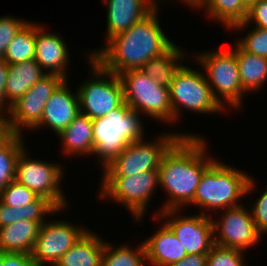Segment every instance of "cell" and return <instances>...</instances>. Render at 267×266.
Here are the masks:
<instances>
[{"instance_id":"obj_1","label":"cell","mask_w":267,"mask_h":266,"mask_svg":"<svg viewBox=\"0 0 267 266\" xmlns=\"http://www.w3.org/2000/svg\"><path fill=\"white\" fill-rule=\"evenodd\" d=\"M203 136H181L164 154L158 168L159 187L166 193L164 205L154 215L169 209L187 207L194 199L200 178L215 160L208 155Z\"/></svg>"},{"instance_id":"obj_2","label":"cell","mask_w":267,"mask_h":266,"mask_svg":"<svg viewBox=\"0 0 267 266\" xmlns=\"http://www.w3.org/2000/svg\"><path fill=\"white\" fill-rule=\"evenodd\" d=\"M159 5L127 31L109 39L105 45L86 53L105 70L118 76L128 70L140 69L151 58L167 52L175 43L169 39L159 22Z\"/></svg>"},{"instance_id":"obj_3","label":"cell","mask_w":267,"mask_h":266,"mask_svg":"<svg viewBox=\"0 0 267 266\" xmlns=\"http://www.w3.org/2000/svg\"><path fill=\"white\" fill-rule=\"evenodd\" d=\"M255 179L234 166L215 160L203 172L195 197L189 206L200 208L203 215L233 208L243 203L240 199L252 192ZM255 187V188H254ZM213 212L211 214L209 211ZM208 213V214H206Z\"/></svg>"},{"instance_id":"obj_4","label":"cell","mask_w":267,"mask_h":266,"mask_svg":"<svg viewBox=\"0 0 267 266\" xmlns=\"http://www.w3.org/2000/svg\"><path fill=\"white\" fill-rule=\"evenodd\" d=\"M142 115L132 110L126 102L106 116L92 120L94 158L101 170L134 141L145 138Z\"/></svg>"},{"instance_id":"obj_5","label":"cell","mask_w":267,"mask_h":266,"mask_svg":"<svg viewBox=\"0 0 267 266\" xmlns=\"http://www.w3.org/2000/svg\"><path fill=\"white\" fill-rule=\"evenodd\" d=\"M232 48H217L195 53V62L203 67L206 80L211 87L214 98L226 110L232 108L240 111L243 105V97L247 93L243 90L239 76L236 42ZM223 48V49H222ZM205 71V72H204ZM226 105V106H225ZM229 109H227V108Z\"/></svg>"},{"instance_id":"obj_6","label":"cell","mask_w":267,"mask_h":266,"mask_svg":"<svg viewBox=\"0 0 267 266\" xmlns=\"http://www.w3.org/2000/svg\"><path fill=\"white\" fill-rule=\"evenodd\" d=\"M188 133L165 132L155 136L157 139L153 141L142 139L132 142L101 170V177H125L158 170L164 154L181 136H198L197 133Z\"/></svg>"},{"instance_id":"obj_7","label":"cell","mask_w":267,"mask_h":266,"mask_svg":"<svg viewBox=\"0 0 267 266\" xmlns=\"http://www.w3.org/2000/svg\"><path fill=\"white\" fill-rule=\"evenodd\" d=\"M119 77L123 84L124 102L132 110L165 125H173L169 87L157 83L139 69L125 71Z\"/></svg>"},{"instance_id":"obj_8","label":"cell","mask_w":267,"mask_h":266,"mask_svg":"<svg viewBox=\"0 0 267 266\" xmlns=\"http://www.w3.org/2000/svg\"><path fill=\"white\" fill-rule=\"evenodd\" d=\"M170 102L173 109V124L182 119L181 108L201 114L226 112L214 98L203 71L182 64L169 86ZM177 121V122H176Z\"/></svg>"},{"instance_id":"obj_9","label":"cell","mask_w":267,"mask_h":266,"mask_svg":"<svg viewBox=\"0 0 267 266\" xmlns=\"http://www.w3.org/2000/svg\"><path fill=\"white\" fill-rule=\"evenodd\" d=\"M91 77L78 88L80 112L92 120L106 116L124 103L120 77L105 70L93 57L89 58Z\"/></svg>"},{"instance_id":"obj_10","label":"cell","mask_w":267,"mask_h":266,"mask_svg":"<svg viewBox=\"0 0 267 266\" xmlns=\"http://www.w3.org/2000/svg\"><path fill=\"white\" fill-rule=\"evenodd\" d=\"M99 199L111 200L126 207L136 223L143 222L153 193L159 188L158 170L125 177H101Z\"/></svg>"},{"instance_id":"obj_11","label":"cell","mask_w":267,"mask_h":266,"mask_svg":"<svg viewBox=\"0 0 267 266\" xmlns=\"http://www.w3.org/2000/svg\"><path fill=\"white\" fill-rule=\"evenodd\" d=\"M24 148L17 159L15 180L37 196L50 200L58 209H67V197L62 191L61 181L64 168L56 162L50 163L29 157L30 153ZM55 163V164H54Z\"/></svg>"},{"instance_id":"obj_12","label":"cell","mask_w":267,"mask_h":266,"mask_svg":"<svg viewBox=\"0 0 267 266\" xmlns=\"http://www.w3.org/2000/svg\"><path fill=\"white\" fill-rule=\"evenodd\" d=\"M66 79L57 74H46L19 100L10 106L2 120L5 129L15 134H24L40 123L44 107L52 94Z\"/></svg>"},{"instance_id":"obj_13","label":"cell","mask_w":267,"mask_h":266,"mask_svg":"<svg viewBox=\"0 0 267 266\" xmlns=\"http://www.w3.org/2000/svg\"><path fill=\"white\" fill-rule=\"evenodd\" d=\"M181 209H169L160 212L155 219H164L165 224L173 231L184 246L187 255L208 254L214 245L212 216L195 214L184 216Z\"/></svg>"},{"instance_id":"obj_14","label":"cell","mask_w":267,"mask_h":266,"mask_svg":"<svg viewBox=\"0 0 267 266\" xmlns=\"http://www.w3.org/2000/svg\"><path fill=\"white\" fill-rule=\"evenodd\" d=\"M220 211L224 212L220 220L212 217L214 244L245 252L260 244L262 234L256 228L249 207L242 204Z\"/></svg>"},{"instance_id":"obj_15","label":"cell","mask_w":267,"mask_h":266,"mask_svg":"<svg viewBox=\"0 0 267 266\" xmlns=\"http://www.w3.org/2000/svg\"><path fill=\"white\" fill-rule=\"evenodd\" d=\"M59 219L44 222L39 229L32 258L39 266H54L79 239L89 230L86 226ZM47 263V264H46Z\"/></svg>"},{"instance_id":"obj_16","label":"cell","mask_w":267,"mask_h":266,"mask_svg":"<svg viewBox=\"0 0 267 266\" xmlns=\"http://www.w3.org/2000/svg\"><path fill=\"white\" fill-rule=\"evenodd\" d=\"M36 22L35 60L46 74H57L68 80L70 50L62 34H57ZM67 76V77H66Z\"/></svg>"},{"instance_id":"obj_17","label":"cell","mask_w":267,"mask_h":266,"mask_svg":"<svg viewBox=\"0 0 267 266\" xmlns=\"http://www.w3.org/2000/svg\"><path fill=\"white\" fill-rule=\"evenodd\" d=\"M65 80L46 103L40 123L34 128H50L58 136L80 113L77 89L72 92Z\"/></svg>"},{"instance_id":"obj_18","label":"cell","mask_w":267,"mask_h":266,"mask_svg":"<svg viewBox=\"0 0 267 266\" xmlns=\"http://www.w3.org/2000/svg\"><path fill=\"white\" fill-rule=\"evenodd\" d=\"M160 1V2H159ZM165 0H103L107 7L106 42L115 35L127 31L136 22L150 14Z\"/></svg>"},{"instance_id":"obj_19","label":"cell","mask_w":267,"mask_h":266,"mask_svg":"<svg viewBox=\"0 0 267 266\" xmlns=\"http://www.w3.org/2000/svg\"><path fill=\"white\" fill-rule=\"evenodd\" d=\"M161 224L163 225L158 227V231L143 241L149 266H167L179 262L187 256L184 246L173 231L164 221Z\"/></svg>"},{"instance_id":"obj_20","label":"cell","mask_w":267,"mask_h":266,"mask_svg":"<svg viewBox=\"0 0 267 266\" xmlns=\"http://www.w3.org/2000/svg\"><path fill=\"white\" fill-rule=\"evenodd\" d=\"M61 152L65 156H92L94 150L92 119L83 113L76 118L59 135Z\"/></svg>"},{"instance_id":"obj_21","label":"cell","mask_w":267,"mask_h":266,"mask_svg":"<svg viewBox=\"0 0 267 266\" xmlns=\"http://www.w3.org/2000/svg\"><path fill=\"white\" fill-rule=\"evenodd\" d=\"M105 240L88 230L54 266H102Z\"/></svg>"},{"instance_id":"obj_22","label":"cell","mask_w":267,"mask_h":266,"mask_svg":"<svg viewBox=\"0 0 267 266\" xmlns=\"http://www.w3.org/2000/svg\"><path fill=\"white\" fill-rule=\"evenodd\" d=\"M46 72L36 60L9 64L5 97L9 106L19 100L32 86H34Z\"/></svg>"},{"instance_id":"obj_23","label":"cell","mask_w":267,"mask_h":266,"mask_svg":"<svg viewBox=\"0 0 267 266\" xmlns=\"http://www.w3.org/2000/svg\"><path fill=\"white\" fill-rule=\"evenodd\" d=\"M185 6L195 10L203 9L205 16L229 30L235 24L244 22L248 13V6L243 0H188Z\"/></svg>"},{"instance_id":"obj_24","label":"cell","mask_w":267,"mask_h":266,"mask_svg":"<svg viewBox=\"0 0 267 266\" xmlns=\"http://www.w3.org/2000/svg\"><path fill=\"white\" fill-rule=\"evenodd\" d=\"M40 224L31 220L16 221L0 228V252L30 254L37 239Z\"/></svg>"},{"instance_id":"obj_25","label":"cell","mask_w":267,"mask_h":266,"mask_svg":"<svg viewBox=\"0 0 267 266\" xmlns=\"http://www.w3.org/2000/svg\"><path fill=\"white\" fill-rule=\"evenodd\" d=\"M64 210L66 211V209H58L50 200L41 196L20 208L9 207L0 200V228L20 220L36 221L42 225L48 220L47 214L52 217L53 214L60 211L62 213Z\"/></svg>"},{"instance_id":"obj_26","label":"cell","mask_w":267,"mask_h":266,"mask_svg":"<svg viewBox=\"0 0 267 266\" xmlns=\"http://www.w3.org/2000/svg\"><path fill=\"white\" fill-rule=\"evenodd\" d=\"M186 52L176 43L164 54L151 58L139 70L157 83L169 87L175 73L183 64H187ZM182 62V63H181Z\"/></svg>"},{"instance_id":"obj_27","label":"cell","mask_w":267,"mask_h":266,"mask_svg":"<svg viewBox=\"0 0 267 266\" xmlns=\"http://www.w3.org/2000/svg\"><path fill=\"white\" fill-rule=\"evenodd\" d=\"M236 58L243 90L247 94L262 90L267 81V58L250 54L237 43Z\"/></svg>"},{"instance_id":"obj_28","label":"cell","mask_w":267,"mask_h":266,"mask_svg":"<svg viewBox=\"0 0 267 266\" xmlns=\"http://www.w3.org/2000/svg\"><path fill=\"white\" fill-rule=\"evenodd\" d=\"M23 136L8 129L0 133V192L15 180L17 159L26 146Z\"/></svg>"},{"instance_id":"obj_29","label":"cell","mask_w":267,"mask_h":266,"mask_svg":"<svg viewBox=\"0 0 267 266\" xmlns=\"http://www.w3.org/2000/svg\"><path fill=\"white\" fill-rule=\"evenodd\" d=\"M36 23L28 21L8 44L3 59L8 64L35 59Z\"/></svg>"},{"instance_id":"obj_30","label":"cell","mask_w":267,"mask_h":266,"mask_svg":"<svg viewBox=\"0 0 267 266\" xmlns=\"http://www.w3.org/2000/svg\"><path fill=\"white\" fill-rule=\"evenodd\" d=\"M130 247L128 244L116 246L110 242H105L102 266H146V250L143 242Z\"/></svg>"},{"instance_id":"obj_31","label":"cell","mask_w":267,"mask_h":266,"mask_svg":"<svg viewBox=\"0 0 267 266\" xmlns=\"http://www.w3.org/2000/svg\"><path fill=\"white\" fill-rule=\"evenodd\" d=\"M244 253L240 249H232L214 244L207 254V266H246Z\"/></svg>"},{"instance_id":"obj_32","label":"cell","mask_w":267,"mask_h":266,"mask_svg":"<svg viewBox=\"0 0 267 266\" xmlns=\"http://www.w3.org/2000/svg\"><path fill=\"white\" fill-rule=\"evenodd\" d=\"M38 196L21 183L13 180L1 192L0 200L9 207H23Z\"/></svg>"},{"instance_id":"obj_33","label":"cell","mask_w":267,"mask_h":266,"mask_svg":"<svg viewBox=\"0 0 267 266\" xmlns=\"http://www.w3.org/2000/svg\"><path fill=\"white\" fill-rule=\"evenodd\" d=\"M244 37L236 40L246 52L267 58V29L253 27Z\"/></svg>"},{"instance_id":"obj_34","label":"cell","mask_w":267,"mask_h":266,"mask_svg":"<svg viewBox=\"0 0 267 266\" xmlns=\"http://www.w3.org/2000/svg\"><path fill=\"white\" fill-rule=\"evenodd\" d=\"M254 23V27L267 29V0H256L248 7L244 22L235 24L230 30H244Z\"/></svg>"},{"instance_id":"obj_35","label":"cell","mask_w":267,"mask_h":266,"mask_svg":"<svg viewBox=\"0 0 267 266\" xmlns=\"http://www.w3.org/2000/svg\"><path fill=\"white\" fill-rule=\"evenodd\" d=\"M28 22L15 16L4 15L0 17V58H3L8 44Z\"/></svg>"},{"instance_id":"obj_36","label":"cell","mask_w":267,"mask_h":266,"mask_svg":"<svg viewBox=\"0 0 267 266\" xmlns=\"http://www.w3.org/2000/svg\"><path fill=\"white\" fill-rule=\"evenodd\" d=\"M259 193L261 195L256 198L255 202H252V199L249 201L250 205L253 204L248 207H251L249 209L257 230L264 236L267 234V187L263 193Z\"/></svg>"},{"instance_id":"obj_37","label":"cell","mask_w":267,"mask_h":266,"mask_svg":"<svg viewBox=\"0 0 267 266\" xmlns=\"http://www.w3.org/2000/svg\"><path fill=\"white\" fill-rule=\"evenodd\" d=\"M8 66L9 64L3 58H0V118H3V116L10 109V106L7 104L5 97V85Z\"/></svg>"},{"instance_id":"obj_38","label":"cell","mask_w":267,"mask_h":266,"mask_svg":"<svg viewBox=\"0 0 267 266\" xmlns=\"http://www.w3.org/2000/svg\"><path fill=\"white\" fill-rule=\"evenodd\" d=\"M7 266H39L31 254L7 252Z\"/></svg>"},{"instance_id":"obj_39","label":"cell","mask_w":267,"mask_h":266,"mask_svg":"<svg viewBox=\"0 0 267 266\" xmlns=\"http://www.w3.org/2000/svg\"><path fill=\"white\" fill-rule=\"evenodd\" d=\"M167 266H207V254H189L179 262Z\"/></svg>"},{"instance_id":"obj_40","label":"cell","mask_w":267,"mask_h":266,"mask_svg":"<svg viewBox=\"0 0 267 266\" xmlns=\"http://www.w3.org/2000/svg\"><path fill=\"white\" fill-rule=\"evenodd\" d=\"M0 266H7V252H0Z\"/></svg>"},{"instance_id":"obj_41","label":"cell","mask_w":267,"mask_h":266,"mask_svg":"<svg viewBox=\"0 0 267 266\" xmlns=\"http://www.w3.org/2000/svg\"><path fill=\"white\" fill-rule=\"evenodd\" d=\"M5 129L2 118H0V133Z\"/></svg>"},{"instance_id":"obj_42","label":"cell","mask_w":267,"mask_h":266,"mask_svg":"<svg viewBox=\"0 0 267 266\" xmlns=\"http://www.w3.org/2000/svg\"><path fill=\"white\" fill-rule=\"evenodd\" d=\"M244 3L249 7L253 2H255L256 0H243Z\"/></svg>"},{"instance_id":"obj_43","label":"cell","mask_w":267,"mask_h":266,"mask_svg":"<svg viewBox=\"0 0 267 266\" xmlns=\"http://www.w3.org/2000/svg\"><path fill=\"white\" fill-rule=\"evenodd\" d=\"M166 1H168V0H166ZM179 2H182L185 4L187 2V0H179Z\"/></svg>"}]
</instances>
